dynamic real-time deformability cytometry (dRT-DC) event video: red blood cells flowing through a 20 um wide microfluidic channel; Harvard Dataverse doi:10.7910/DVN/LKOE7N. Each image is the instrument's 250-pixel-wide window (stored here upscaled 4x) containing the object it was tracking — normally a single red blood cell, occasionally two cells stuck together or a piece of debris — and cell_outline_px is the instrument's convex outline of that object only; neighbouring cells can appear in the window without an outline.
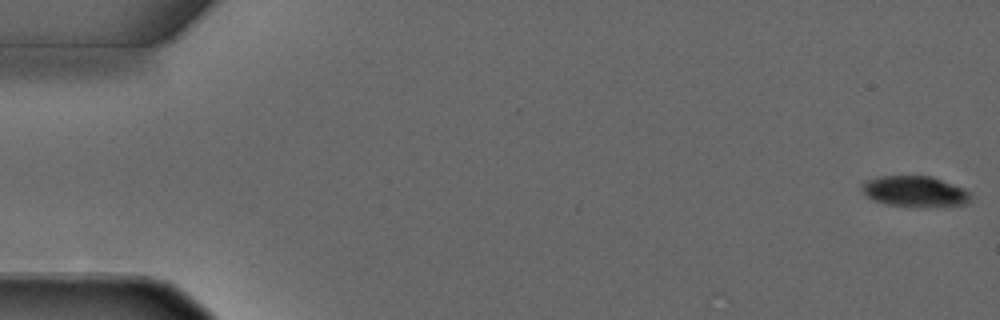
{"species": "common noctule bat (a hibernating species)", "species_latin": "Nyctalus noctula", "temperature_condition": "warm", "stored_images_in_passage": 5, "camera_frame_rate_fps": 3000, "um_per_image_px": 0.085, "animal": {"sex": "male", "forearm_length_mm": 52.5}, "frame": {"image": 1, "passage_image": 1, "time_ms": 0.0, "image_size_px": [1000, 320], "cell_outline_px": [[972, 196], [964, 204], [924, 208], [888, 204], [872, 200], [860, 188], [864, 180], [880, 176], [932, 176], [964, 188]], "centroid_in_image_um": [77.75, 16.27], "position_along_channel_um": 7.3, "area_um2": 19.65}}
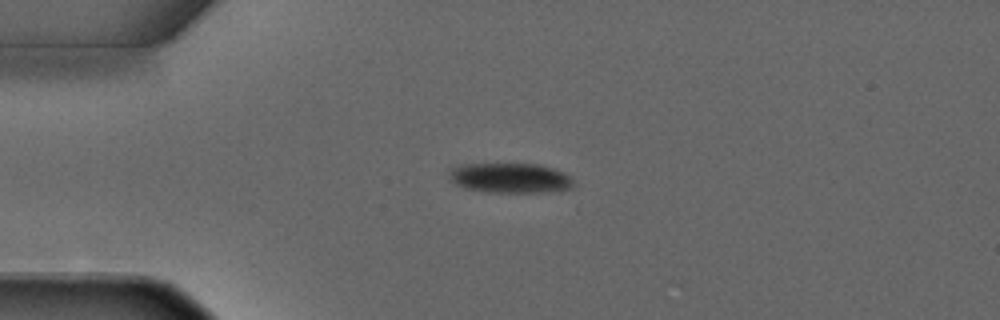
{"frame": {"image": 2, "passage_image": 4, "time_ms": 3.333, "image_size_px": [1000, 320], "cell_outline_px": [[576, 184], [572, 188], [540, 192], [488, 192], [464, 188], [456, 184], [448, 176], [448, 168], [464, 164], [540, 164], [564, 172]], "centroid_in_image_um": [43.33, 15.12], "position_along_channel_um": 41.7, "area_um2": 21.73}}
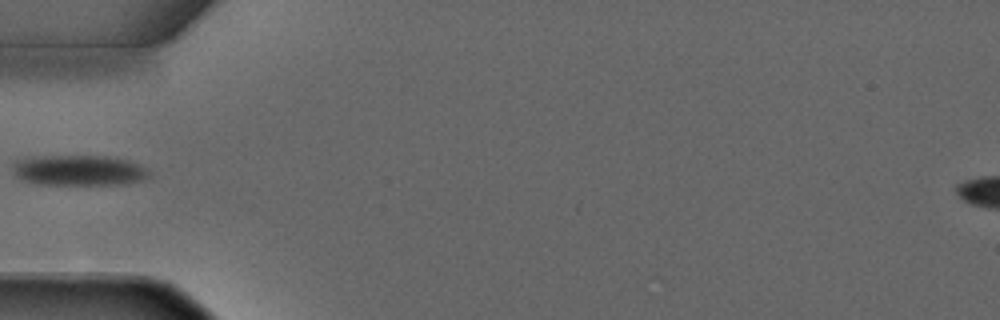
{"frame": {"image": 3, "passage_image": 5, "time_ms": 4.667, "image_size_px": [1000, 320], "cell_outline_px": [[148, 176], [140, 180], [124, 184], [44, 184], [24, 180], [12, 168], [12, 164], [16, 160], [44, 156], [104, 156], [128, 160], [148, 168]], "centroid_in_image_um": [6.75, 14.47], "position_along_channel_um": 78.3, "area_um2": 23.7}}